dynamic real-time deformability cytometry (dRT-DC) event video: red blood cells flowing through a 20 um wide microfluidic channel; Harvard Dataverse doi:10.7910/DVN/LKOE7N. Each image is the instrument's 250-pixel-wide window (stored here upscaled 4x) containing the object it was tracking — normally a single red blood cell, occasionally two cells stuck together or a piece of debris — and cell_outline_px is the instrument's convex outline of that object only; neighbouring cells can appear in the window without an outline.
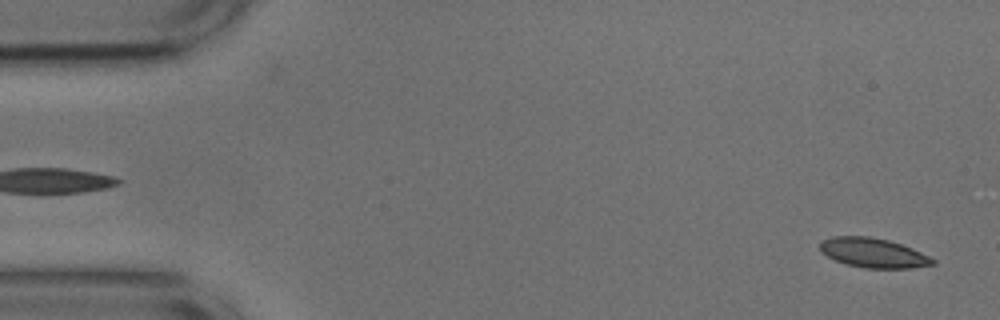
{"species": "common noctule bat (a hibernating species)", "species_latin": "Nyctalus noctula", "temperature_condition": "cold", "stored_images_in_passage": 53, "camera_frame_rate_fps": 3000, "um_per_image_px": 0.085, "animal": {"sex": "male", "body_mass_g": 17.9, "forearm_length_mm": 54.2}, "frame": {"image": 1, "passage_image": 1, "time_ms": 0.0, "image_size_px": [1000, 320], "cell_outline_px": [[936, 264], [912, 268], [864, 268], [848, 264], [836, 260], [820, 252], [820, 244], [824, 240], [832, 236], [868, 236], [888, 240], [912, 248], [936, 260]], "centroid_in_image_um": [74.24, 21.49], "position_along_channel_um": 10.8, "area_um2": 19.25}}
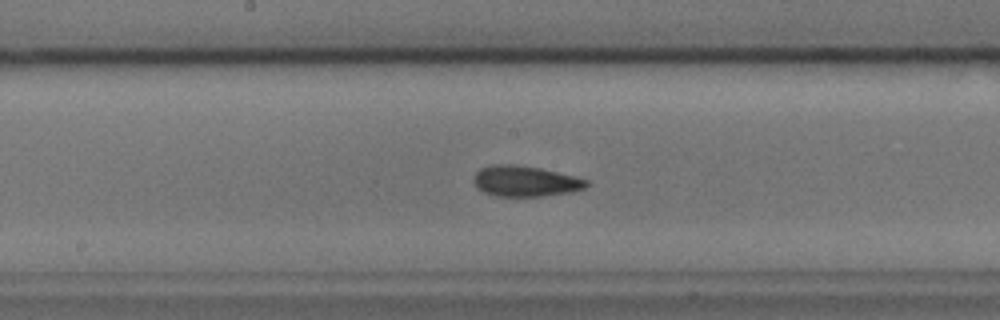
{"frame": {"image": 2, "passage_image": 26, "time_ms": 8.333, "image_size_px": [1000, 320], "cell_outline_px": [[588, 184], [584, 188], [568, 192], [540, 196], [496, 196], [484, 192], [472, 180], [476, 172], [480, 168], [488, 164], [516, 164], [540, 168], [588, 180]], "centroid_in_image_um": [44.59, 15.38], "position_along_channel_um": 203.6, "area_um2": 19.94}}
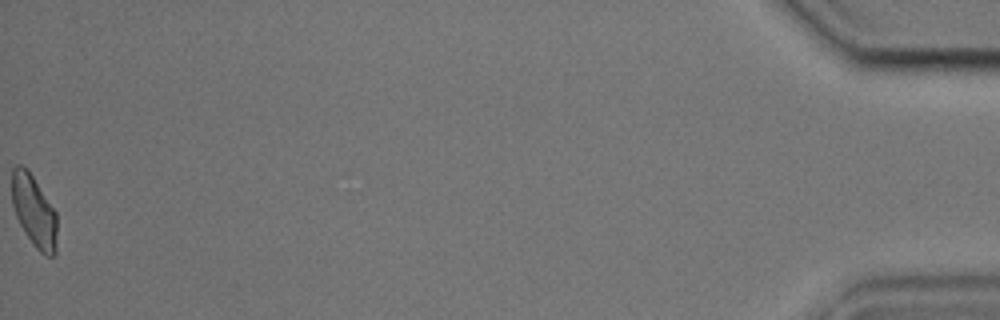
{"frame": {"image": 3, "passage_image": 53, "time_ms": 17.333, "image_size_px": [1000, 320], "cell_outline_px": [[56, 252], [52, 256], [44, 256], [32, 244], [20, 224], [16, 216], [12, 204], [12, 168], [16, 164], [20, 164], [28, 168], [56, 212]], "centroid_in_image_um": [2.88, 17.92], "position_along_channel_um": 432.3, "area_um2": 18.96}, "authors_computed_cell_mechanics": {"area_um2": 19.4208, "velocity_mm_per_s": 3.6768, "shape_relaxation_time_tau1_ms": 2.9417, "shape_relaxation_time_tau2_ms": 2.1948, "deformation_change_tau1": 0.1282, "deformation_change_tau2": 0.0919}}